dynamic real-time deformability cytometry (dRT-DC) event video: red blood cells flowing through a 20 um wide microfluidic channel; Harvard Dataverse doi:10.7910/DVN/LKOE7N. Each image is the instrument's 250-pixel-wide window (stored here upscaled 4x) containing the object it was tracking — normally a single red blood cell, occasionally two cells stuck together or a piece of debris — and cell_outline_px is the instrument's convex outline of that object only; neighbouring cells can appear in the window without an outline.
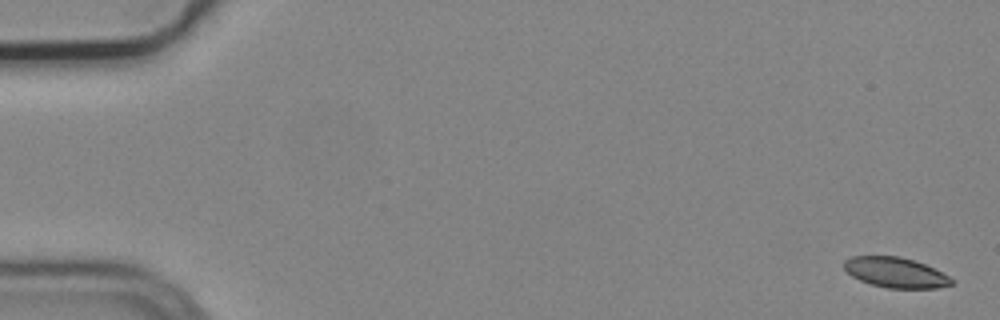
{"species": "common noctule bat (a hibernating species)", "species_latin": "Nyctalus noctula", "temperature_condition": "cold", "stored_images_in_passage": 3, "camera_frame_rate_fps": 3000, "um_per_image_px": 0.085, "animal": {"sex": "male", "body_mass_g": 19.2, "forearm_length_mm": 51.8}, "frame": {"image": 1, "passage_image": 1, "time_ms": 0.0, "image_size_px": [1000, 320], "cell_outline_px": [[956, 280], [952, 284], [936, 288], [888, 288], [872, 284], [860, 280], [852, 276], [844, 268], [844, 260], [852, 256], [900, 256], [924, 264]], "centroid_in_image_um": [76.11, 23.16], "position_along_channel_um": 8.9, "area_um2": 18.73}}